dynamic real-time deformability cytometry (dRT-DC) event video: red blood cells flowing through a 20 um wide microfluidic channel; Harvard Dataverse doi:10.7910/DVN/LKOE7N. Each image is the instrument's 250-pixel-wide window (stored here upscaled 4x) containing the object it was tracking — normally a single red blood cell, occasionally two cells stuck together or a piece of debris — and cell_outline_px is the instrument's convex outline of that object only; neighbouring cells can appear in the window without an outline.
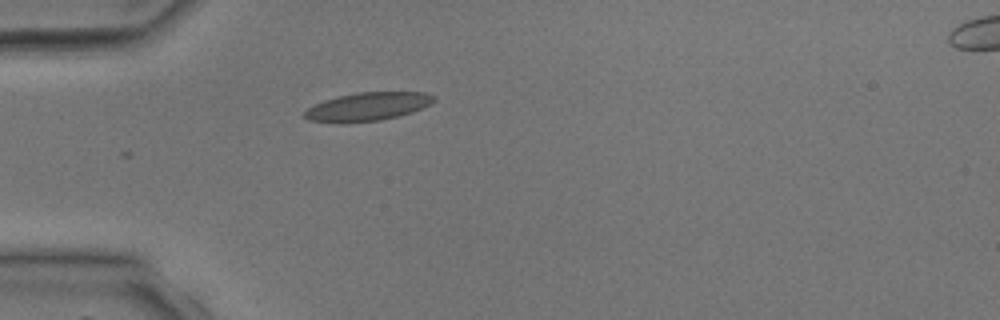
{"species": "common noctule bat (a hibernating species)", "species_latin": "Nyctalus noctula", "temperature_condition": "room temperature", "stored_images_in_passage": 3, "camera_frame_rate_fps": 3000, "um_per_image_px": 0.085, "animal": {"sex": "male", "body_mass_g": 17.9, "forearm_length_mm": 54.2}, "frame": {"image": 1, "passage_image": 3, "time_ms": 2.333, "image_size_px": [1000, 320], "cell_outline_px": [[436, 100], [412, 112], [380, 120], [308, 120], [304, 116], [304, 112], [308, 108], [324, 100], [356, 92], [428, 92], [436, 96]], "centroid_in_image_um": [31.34, 9.0], "position_along_channel_um": 53.7, "area_um2": 20.35}}